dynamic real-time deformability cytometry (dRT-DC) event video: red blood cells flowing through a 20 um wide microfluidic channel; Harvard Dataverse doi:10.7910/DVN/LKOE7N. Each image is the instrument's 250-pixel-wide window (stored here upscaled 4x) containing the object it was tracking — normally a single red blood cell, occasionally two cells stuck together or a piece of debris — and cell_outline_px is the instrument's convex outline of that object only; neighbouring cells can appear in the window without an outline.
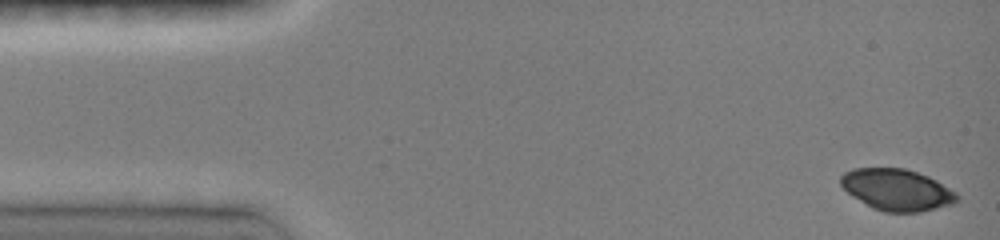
{"species": "common noctule bat (a hibernating species)", "species_latin": "Nyctalus noctula", "temperature_condition": "room temperature", "stored_images_in_passage": 16, "camera_frame_rate_fps": 3000, "um_per_image_px": 0.085, "animal": {"sex": "female", "body_mass_g": 19.0, "forearm_length_mm": 51.5}, "frame": {"image": 1, "passage_image": 1, "time_ms": 0.0, "image_size_px": [1000, 240], "cell_outline_px": [[960, 200], [952, 204], [920, 212], [884, 212], [872, 208], [852, 196], [840, 184], [840, 176], [844, 172], [852, 168], [904, 168], [928, 176], [936, 180], [956, 192], [960, 196]], "centroid_in_image_um": [76.24, 16.13], "position_along_channel_um": 8.8, "area_um2": 28.21}}
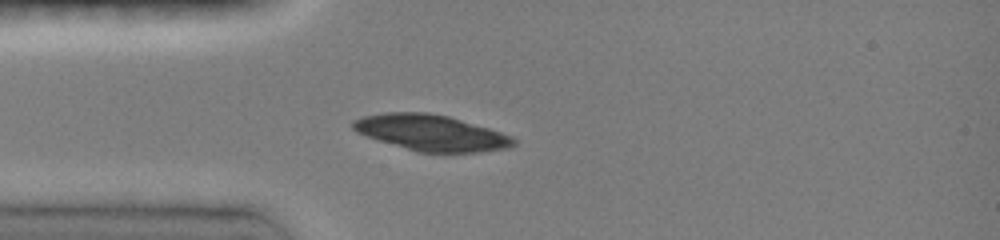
{"frame": {"image": 2, "passage_image": 12, "time_ms": 3.667, "image_size_px": [1000, 240], "cell_outline_px": [[516, 144], [508, 148], [480, 152], [416, 152], [356, 132], [352, 128], [352, 120], [364, 116], [384, 112], [428, 112], [448, 116], [488, 128], [512, 136], [516, 140]], "centroid_in_image_um": [36.64, 11.28], "position_along_channel_um": 48.4, "area_um2": 33.47}}